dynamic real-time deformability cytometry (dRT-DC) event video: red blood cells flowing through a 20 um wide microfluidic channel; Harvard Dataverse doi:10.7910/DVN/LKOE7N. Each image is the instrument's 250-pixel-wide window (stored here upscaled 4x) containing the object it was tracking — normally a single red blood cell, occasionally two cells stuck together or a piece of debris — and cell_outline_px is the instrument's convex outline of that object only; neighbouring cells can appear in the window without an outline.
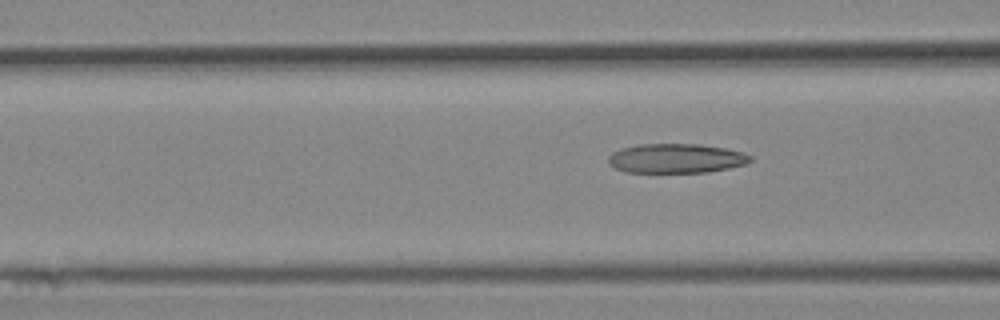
{"species": "Egyptian fruit bat (a non-hibernating species)", "species_latin": "Rousettus aegyptiacus", "temperature_condition": "cold", "stored_images_in_passage": 4, "camera_frame_rate_fps": 3000, "um_per_image_px": 0.085, "animal": {"sex": "female"}, "frame": {"image": 1, "passage_image": 4, "time_ms": 4.333, "image_size_px": [1000, 320], "cell_outline_px": [[752, 160], [748, 164], [708, 172], [624, 172], [608, 164], [608, 156], [612, 152], [620, 148], [640, 144], [700, 144], [728, 148], [744, 152], [752, 156]], "centroid_in_image_um": [57.49, 13.45], "position_along_channel_um": 109.1, "area_um2": 24.62}}